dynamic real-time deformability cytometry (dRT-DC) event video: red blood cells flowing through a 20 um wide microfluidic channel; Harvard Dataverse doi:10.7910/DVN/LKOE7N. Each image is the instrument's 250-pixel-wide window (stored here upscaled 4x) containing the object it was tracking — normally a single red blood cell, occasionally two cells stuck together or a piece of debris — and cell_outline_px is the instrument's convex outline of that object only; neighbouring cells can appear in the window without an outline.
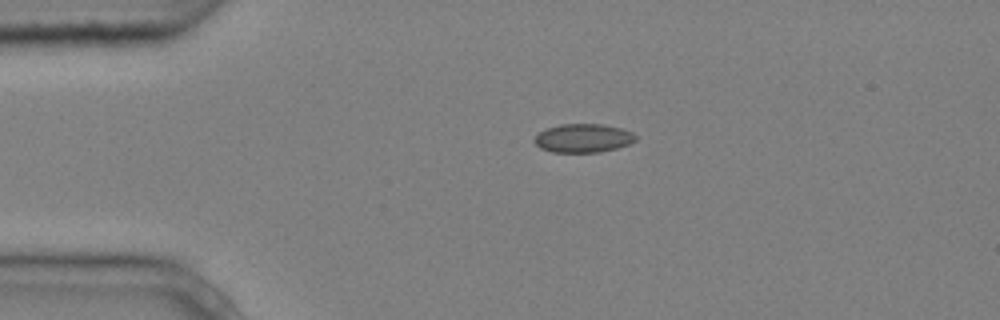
{"species": "common noctule bat (a hibernating species)", "species_latin": "Nyctalus noctula", "temperature_condition": "cold", "stored_images_in_passage": 4, "camera_frame_rate_fps": 3000, "um_per_image_px": 0.085, "animal": {"sex": "male", "body_mass_g": 20.4}, "frame": {"image": 1, "passage_image": 3, "time_ms": 0.667, "image_size_px": [1000, 320], "cell_outline_px": [[636, 140], [628, 144], [616, 148], [600, 152], [552, 152], [540, 148], [532, 140], [536, 132], [544, 128], [560, 124], [604, 124], [624, 128], [632, 132], [636, 136]], "centroid_in_image_um": [49.52, 11.73], "position_along_channel_um": 35.5, "area_um2": 17.22}}